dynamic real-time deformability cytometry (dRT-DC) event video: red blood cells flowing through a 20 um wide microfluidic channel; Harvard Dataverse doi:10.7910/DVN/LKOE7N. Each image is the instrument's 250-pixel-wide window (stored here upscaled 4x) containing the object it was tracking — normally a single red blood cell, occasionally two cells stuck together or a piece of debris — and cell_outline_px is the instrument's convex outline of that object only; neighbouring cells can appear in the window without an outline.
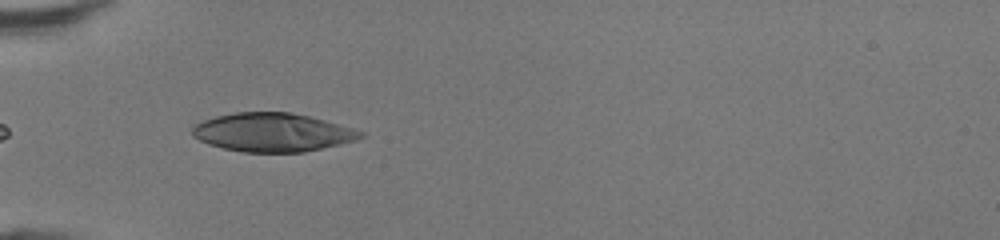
{"species": "human", "species_latin": "Homo sapiens", "temperature_condition": "room temperature", "stored_images_in_passage": 17, "camera_frame_rate_fps": 3000, "um_per_image_px": 0.085, "donor": {"sex": "female"}, "frame": {"image": 1, "passage_image": 2, "time_ms": 0.333, "image_size_px": [1000, 240], "cell_outline_px": [[364, 136], [356, 140], [340, 144], [304, 152], [244, 152], [224, 148], [208, 144], [192, 136], [192, 128], [196, 124], [204, 120], [216, 116], [236, 112], [292, 112], [324, 120], [352, 128], [364, 132]], "centroid_in_image_um": [23.16, 11.25], "position_along_channel_um": 61.8, "area_um2": 37.63}}
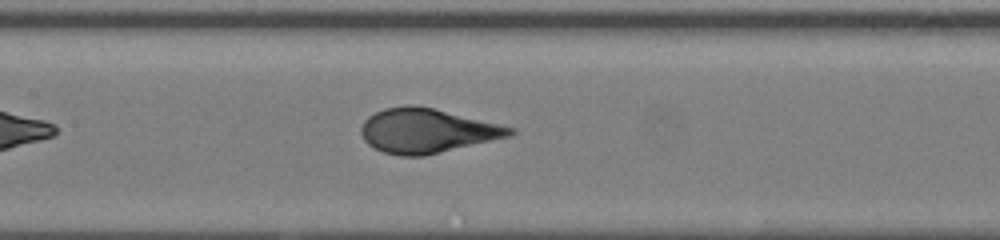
{"frame": {"image": 2, "passage_image": 10, "time_ms": 3.0, "image_size_px": [1000, 240], "cell_outline_px": [[516, 132], [508, 136], [424, 156], [400, 156], [384, 152], [368, 144], [364, 140], [360, 132], [360, 128], [364, 120], [368, 116], [384, 108], [408, 104], [412, 104], [432, 108], [516, 128]], "centroid_in_image_um": [36.24, 11.11], "position_along_channel_um": 171.2, "area_um2": 38.09}}
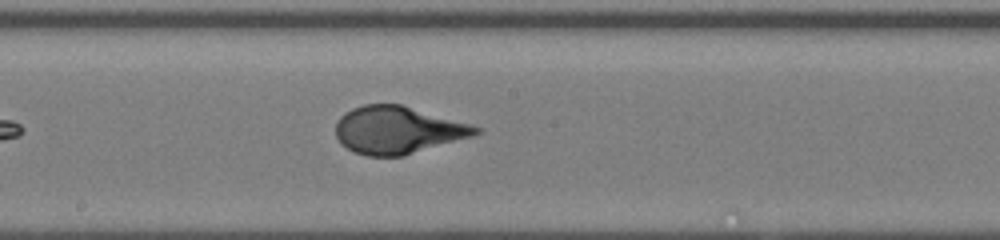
{"frame": {"image": 3, "passage_image": 13, "time_ms": 4.0, "image_size_px": [1000, 240], "cell_outline_px": [[480, 132], [472, 136], [404, 156], [368, 156], [352, 152], [340, 144], [336, 136], [336, 124], [340, 116], [344, 112], [352, 108], [364, 104], [400, 104], [472, 124], [480, 128]], "centroid_in_image_um": [33.77, 11.06], "position_along_channel_um": 214.4, "area_um2": 38.78}}